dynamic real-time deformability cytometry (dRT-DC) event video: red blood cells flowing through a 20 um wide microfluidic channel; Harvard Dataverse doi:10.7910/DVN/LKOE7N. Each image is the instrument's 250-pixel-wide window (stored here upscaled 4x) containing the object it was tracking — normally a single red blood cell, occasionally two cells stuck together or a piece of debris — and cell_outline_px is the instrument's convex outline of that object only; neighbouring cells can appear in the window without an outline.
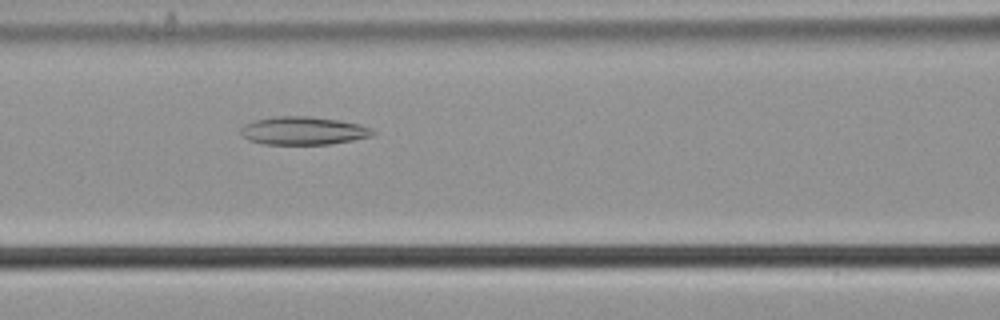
{"species": "common noctule bat (a hibernating species)", "species_latin": "Nyctalus noctula", "temperature_condition": "cold", "stored_images_in_passage": 34, "camera_frame_rate_fps": 3000, "um_per_image_px": 0.085, "animal": {"sex": "male", "body_mass_g": 21.5, "forearm_length_mm": 52.0}, "frame": {"image": 1, "passage_image": 9, "time_ms": 2.667, "image_size_px": [1000, 320], "cell_outline_px": [[376, 132], [372, 136], [352, 140], [328, 144], [264, 144], [248, 140], [240, 136], [240, 128], [244, 124], [256, 120], [276, 116], [312, 116], [340, 120], [360, 124], [372, 128]], "centroid_in_image_um": [25.77, 11.1], "position_along_channel_um": 140.8, "area_um2": 21.79}}
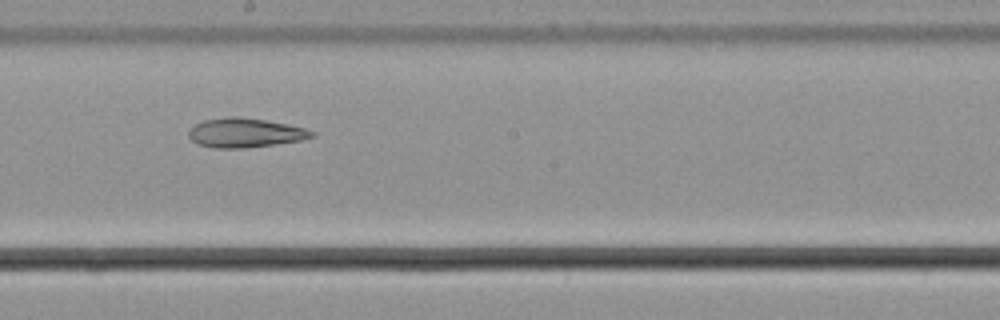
{"frame": {"image": 2, "passage_image": 16, "time_ms": 5.0, "image_size_px": [1000, 320], "cell_outline_px": [[316, 136], [300, 140], [244, 148], [216, 148], [196, 144], [188, 136], [188, 132], [196, 124], [204, 120], [228, 116], [236, 116], [264, 120], [288, 124], [304, 128], [316, 132]], "centroid_in_image_um": [20.82, 11.28], "position_along_channel_um": 227.4, "area_um2": 20.87}}
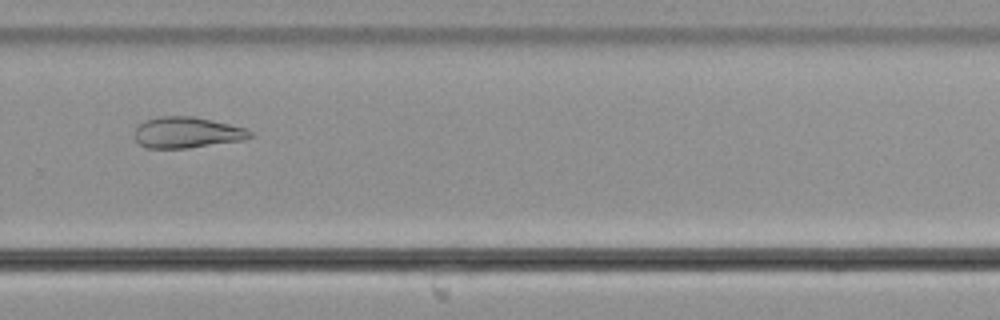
{"frame": {"image": 3, "passage_image": 23, "time_ms": 7.333, "image_size_px": [1000, 320], "cell_outline_px": [[256, 136], [240, 140], [188, 148], [148, 148], [140, 144], [136, 140], [136, 128], [144, 120], [160, 116], [192, 116], [228, 124], [244, 128], [256, 132]], "centroid_in_image_um": [15.92, 11.26], "position_along_channel_um": 313.9, "area_um2": 20.69}}